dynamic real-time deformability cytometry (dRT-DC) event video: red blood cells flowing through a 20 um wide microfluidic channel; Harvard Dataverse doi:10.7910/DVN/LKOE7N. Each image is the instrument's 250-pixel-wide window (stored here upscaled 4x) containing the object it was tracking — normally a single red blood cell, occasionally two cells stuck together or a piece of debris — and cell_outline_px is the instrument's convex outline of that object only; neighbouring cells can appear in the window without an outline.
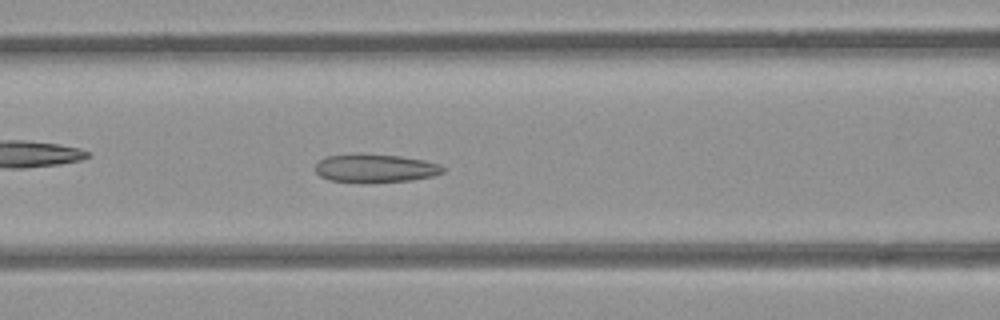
{"species": "common noctule bat (a hibernating species)", "species_latin": "Nyctalus noctula", "temperature_condition": "room temperature", "stored_images_in_passage": 51, "camera_frame_rate_fps": 3000, "um_per_image_px": 0.085, "animal": {"sex": "female", "body_mass_g": 21.9}, "frame": {"image": 1, "passage_image": 21, "time_ms": 6.667, "image_size_px": [1000, 320], "cell_outline_px": [[444, 172], [432, 176], [412, 180], [372, 184], [360, 184], [328, 180], [320, 176], [316, 172], [316, 160], [328, 156], [400, 156], [424, 160], [440, 164], [444, 168]], "centroid_in_image_um": [31.9, 14.37], "position_along_channel_um": 134.7, "area_um2": 20.98}}
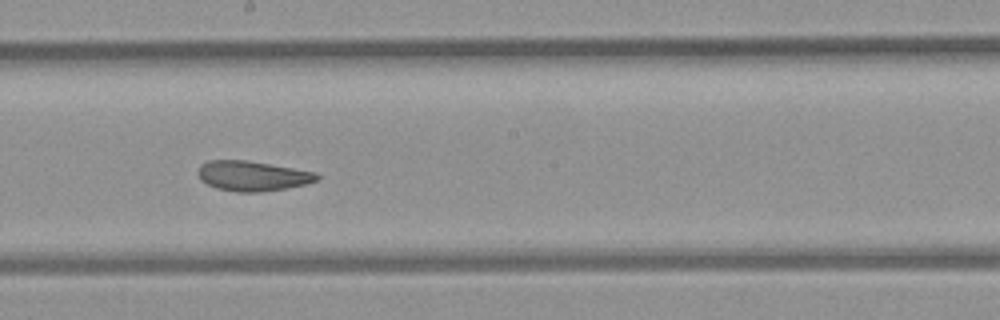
{"frame": {"image": 2, "passage_image": 28, "time_ms": 9.0, "image_size_px": [1000, 320], "cell_outline_px": [[320, 176], [316, 180], [304, 184], [288, 188], [260, 192], [236, 192], [216, 188], [200, 180], [196, 172], [200, 164], [208, 160], [244, 160], [316, 172]], "centroid_in_image_um": [21.4, 14.96], "position_along_channel_um": 226.8, "area_um2": 20.75}}
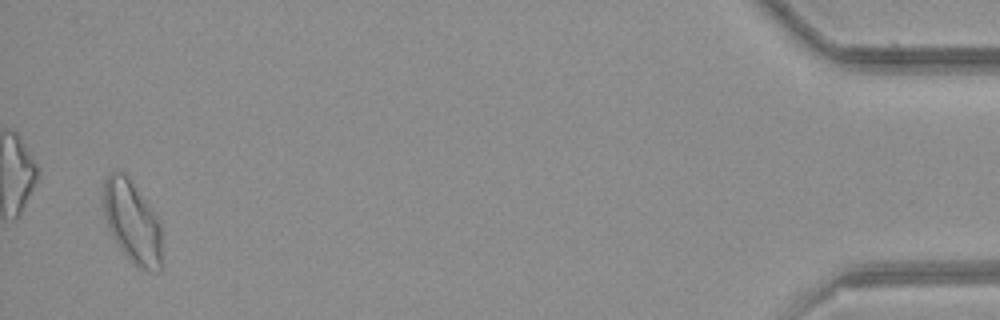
{"frame": {"image": 3, "passage_image": 50, "time_ms": 16.333, "image_size_px": [1000, 320], "cell_outline_px": [[164, 268], [160, 272], [152, 272], [136, 268], [132, 264], [120, 248], [112, 236], [108, 228], [104, 212], [100, 188], [104, 180], [112, 172], [124, 172], [156, 216], [160, 224], [164, 264]], "centroid_in_image_um": [11.25, 18.96], "position_along_channel_um": 423.9, "area_um2": 28.78}, "authors_computed_cell_mechanics": {"area_um2": 23.12, "velocity_mm_per_s": 3.9459, "shape_relaxation_time_tau1_ms": null, "shape_relaxation_time_tau2_ms": 2.4437, "deformation_change_tau1": null, "deformation_change_tau2": 0.0761}}